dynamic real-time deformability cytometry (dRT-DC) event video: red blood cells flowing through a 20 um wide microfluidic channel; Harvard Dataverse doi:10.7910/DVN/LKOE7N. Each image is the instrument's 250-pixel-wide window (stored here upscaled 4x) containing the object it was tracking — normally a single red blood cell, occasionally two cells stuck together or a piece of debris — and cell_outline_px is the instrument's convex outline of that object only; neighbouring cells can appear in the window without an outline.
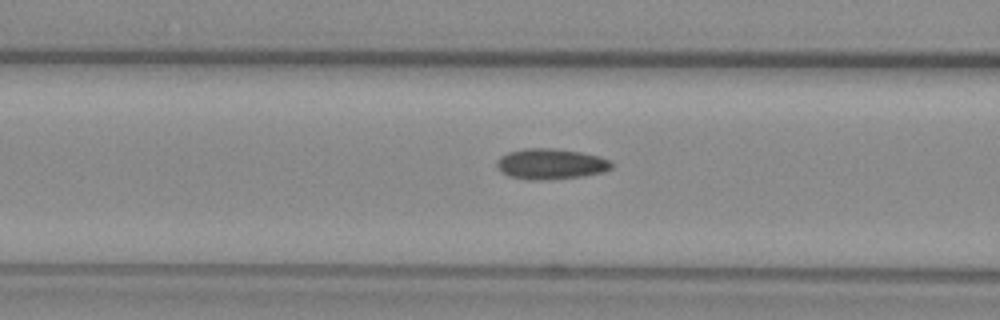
{"species": "common noctule bat (a hibernating species)", "species_latin": "Nyctalus noctula", "temperature_condition": "warm", "stored_images_in_passage": 45, "camera_frame_rate_fps": 3000, "um_per_image_px": 0.085, "animal": {"sex": "female", "body_mass_g": 29.2, "forearm_length_mm": 56.3}, "frame": {"image": 1, "passage_image": 13, "time_ms": 4.0, "image_size_px": [1000, 320], "cell_outline_px": [[612, 168], [604, 172], [584, 176], [552, 180], [528, 180], [508, 176], [496, 168], [496, 160], [500, 156], [508, 152], [524, 148], [552, 148], [580, 152], [600, 156], [608, 160], [612, 164]], "centroid_in_image_um": [46.78, 13.95], "position_along_channel_um": 119.8, "area_um2": 20.81}}
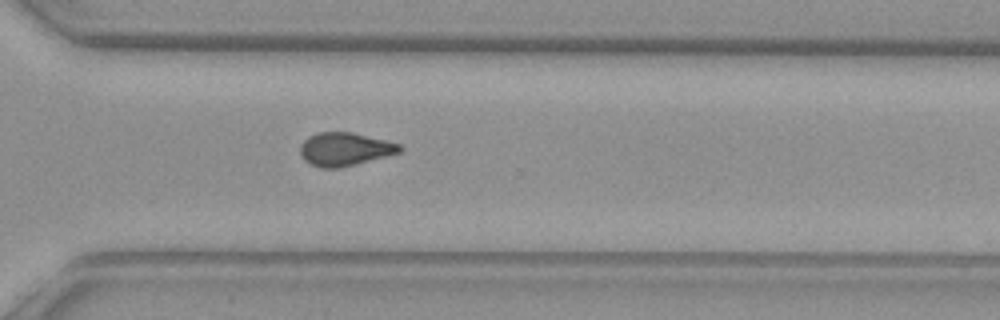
{"frame": {"image": 2, "passage_image": 30, "time_ms": 9.667, "image_size_px": [1000, 320], "cell_outline_px": [[404, 148], [400, 152], [388, 156], [340, 168], [320, 168], [308, 164], [300, 156], [300, 144], [308, 136], [316, 132], [352, 132], [400, 144]], "centroid_in_image_um": [29.27, 12.69], "position_along_channel_um": 341.3, "area_um2": 19.54}}
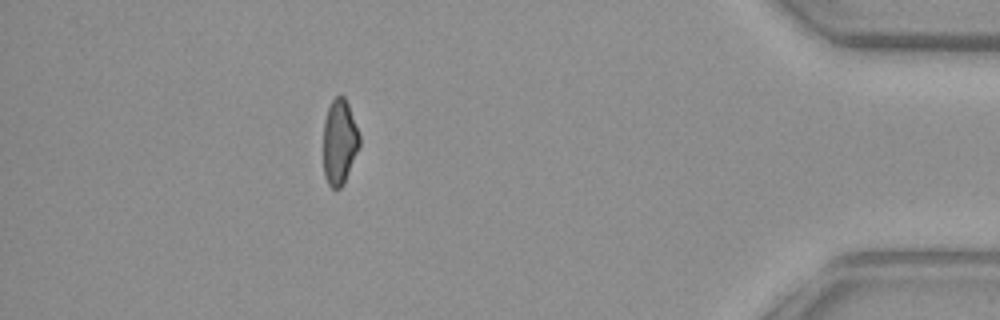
{"frame": {"image": 3, "passage_image": 39, "time_ms": 12.667, "image_size_px": [1000, 320], "cell_outline_px": [[360, 144], [344, 184], [340, 188], [332, 188], [328, 184], [324, 176], [324, 120], [328, 108], [332, 100], [336, 96], [344, 96], [348, 104], [360, 136]], "centroid_in_image_um": [28.85, 12.08], "position_along_channel_um": 406.3, "area_um2": 17.8}, "authors_computed_cell_mechanics": {"area_um2": 19.4208, "velocity_mm_per_s": 3.9113, "shape_relaxation_time_tau1_ms": 10.1499, "shape_relaxation_time_tau2_ms": 2.7856, "deformation_change_tau1": 0.1827, "deformation_change_tau2": 0.0825}}